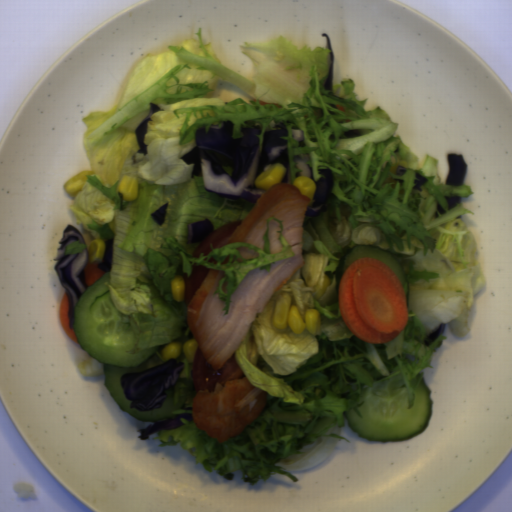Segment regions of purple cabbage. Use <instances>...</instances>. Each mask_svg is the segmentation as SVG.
<instances>
[{
    "label": "purple cabbage",
    "instance_id": "purple-cabbage-1",
    "mask_svg": "<svg viewBox=\"0 0 512 512\" xmlns=\"http://www.w3.org/2000/svg\"><path fill=\"white\" fill-rule=\"evenodd\" d=\"M273 128L263 134L260 152V125L243 127L240 138L232 137L234 125L228 120L221 127L211 124L207 132L201 126L195 131L196 146L181 158L194 164L191 178L202 177L206 191L253 204L266 191L254 182L267 166L283 164L286 174L280 183L291 185L289 148L281 138L289 133L283 122Z\"/></svg>",
    "mask_w": 512,
    "mask_h": 512
},
{
    "label": "purple cabbage",
    "instance_id": "purple-cabbage-2",
    "mask_svg": "<svg viewBox=\"0 0 512 512\" xmlns=\"http://www.w3.org/2000/svg\"><path fill=\"white\" fill-rule=\"evenodd\" d=\"M185 367L184 361L170 358L148 370L122 375L120 385L129 409L149 412L161 408L169 387L174 386Z\"/></svg>",
    "mask_w": 512,
    "mask_h": 512
},
{
    "label": "purple cabbage",
    "instance_id": "purple-cabbage-3",
    "mask_svg": "<svg viewBox=\"0 0 512 512\" xmlns=\"http://www.w3.org/2000/svg\"><path fill=\"white\" fill-rule=\"evenodd\" d=\"M76 240L87 245L80 231L70 224L65 228L63 236L59 240L58 254L55 258V271L69 301V329L74 326L75 307L89 287L84 274L85 267L89 263L88 247L86 246V249L80 254L65 255L64 253L66 245Z\"/></svg>",
    "mask_w": 512,
    "mask_h": 512
},
{
    "label": "purple cabbage",
    "instance_id": "purple-cabbage-4",
    "mask_svg": "<svg viewBox=\"0 0 512 512\" xmlns=\"http://www.w3.org/2000/svg\"><path fill=\"white\" fill-rule=\"evenodd\" d=\"M320 177L316 183V191L313 196V203L308 207L305 212L307 217H319L321 213L326 212L327 203L333 199L331 189L335 184L334 173L327 169H319Z\"/></svg>",
    "mask_w": 512,
    "mask_h": 512
},
{
    "label": "purple cabbage",
    "instance_id": "purple-cabbage-5",
    "mask_svg": "<svg viewBox=\"0 0 512 512\" xmlns=\"http://www.w3.org/2000/svg\"><path fill=\"white\" fill-rule=\"evenodd\" d=\"M449 172L445 184L448 186L464 185V179L468 165L465 163L462 153L447 154Z\"/></svg>",
    "mask_w": 512,
    "mask_h": 512
},
{
    "label": "purple cabbage",
    "instance_id": "purple-cabbage-6",
    "mask_svg": "<svg viewBox=\"0 0 512 512\" xmlns=\"http://www.w3.org/2000/svg\"><path fill=\"white\" fill-rule=\"evenodd\" d=\"M180 419H186L190 423L193 422V415L190 413L173 415L172 418H168L162 421H156L155 423L148 424L146 428H142L139 431L140 435L138 438L141 440L149 439L151 434H155L161 429H173L185 425Z\"/></svg>",
    "mask_w": 512,
    "mask_h": 512
},
{
    "label": "purple cabbage",
    "instance_id": "purple-cabbage-7",
    "mask_svg": "<svg viewBox=\"0 0 512 512\" xmlns=\"http://www.w3.org/2000/svg\"><path fill=\"white\" fill-rule=\"evenodd\" d=\"M213 231H215V225L208 217L203 221L188 224L187 244L202 243V241Z\"/></svg>",
    "mask_w": 512,
    "mask_h": 512
},
{
    "label": "purple cabbage",
    "instance_id": "purple-cabbage-8",
    "mask_svg": "<svg viewBox=\"0 0 512 512\" xmlns=\"http://www.w3.org/2000/svg\"><path fill=\"white\" fill-rule=\"evenodd\" d=\"M149 114L148 116L141 121V123L134 129V134L137 139L139 150L137 153L139 154H147L148 147L144 144V135L147 134V124L152 121L151 117L154 113L161 110L160 105L157 103L150 102Z\"/></svg>",
    "mask_w": 512,
    "mask_h": 512
},
{
    "label": "purple cabbage",
    "instance_id": "purple-cabbage-9",
    "mask_svg": "<svg viewBox=\"0 0 512 512\" xmlns=\"http://www.w3.org/2000/svg\"><path fill=\"white\" fill-rule=\"evenodd\" d=\"M293 161L295 163V167L300 169L301 172H297L295 174V177L297 178L298 176H305L307 178H310L313 180V172H312V169L311 167L309 166V164H306L307 162L310 161V156L309 154H306L304 156V158L300 157L299 155H294L293 157Z\"/></svg>",
    "mask_w": 512,
    "mask_h": 512
},
{
    "label": "purple cabbage",
    "instance_id": "purple-cabbage-10",
    "mask_svg": "<svg viewBox=\"0 0 512 512\" xmlns=\"http://www.w3.org/2000/svg\"><path fill=\"white\" fill-rule=\"evenodd\" d=\"M104 244H105L104 259L101 263H98L97 267H98V269H100L106 273V272H109L112 268L114 240L107 239V241L104 242Z\"/></svg>",
    "mask_w": 512,
    "mask_h": 512
},
{
    "label": "purple cabbage",
    "instance_id": "purple-cabbage-11",
    "mask_svg": "<svg viewBox=\"0 0 512 512\" xmlns=\"http://www.w3.org/2000/svg\"><path fill=\"white\" fill-rule=\"evenodd\" d=\"M321 36L326 37L327 49L330 50V52H328L329 73H328L327 79L322 84L324 89H326L328 91V90H330V88L332 86V78H333V69H334L335 55H334V52H333V49H332V46H331L329 35H327L325 33H322Z\"/></svg>",
    "mask_w": 512,
    "mask_h": 512
},
{
    "label": "purple cabbage",
    "instance_id": "purple-cabbage-12",
    "mask_svg": "<svg viewBox=\"0 0 512 512\" xmlns=\"http://www.w3.org/2000/svg\"><path fill=\"white\" fill-rule=\"evenodd\" d=\"M447 324L439 325L431 334L423 339L425 347L432 345L438 337L445 331Z\"/></svg>",
    "mask_w": 512,
    "mask_h": 512
},
{
    "label": "purple cabbage",
    "instance_id": "purple-cabbage-13",
    "mask_svg": "<svg viewBox=\"0 0 512 512\" xmlns=\"http://www.w3.org/2000/svg\"><path fill=\"white\" fill-rule=\"evenodd\" d=\"M169 203L160 206L155 212L150 214L151 218L160 226L163 225Z\"/></svg>",
    "mask_w": 512,
    "mask_h": 512
},
{
    "label": "purple cabbage",
    "instance_id": "purple-cabbage-14",
    "mask_svg": "<svg viewBox=\"0 0 512 512\" xmlns=\"http://www.w3.org/2000/svg\"><path fill=\"white\" fill-rule=\"evenodd\" d=\"M444 197H445L446 201L448 202L447 210H450V209L458 206L462 201V198L459 196H444Z\"/></svg>",
    "mask_w": 512,
    "mask_h": 512
},
{
    "label": "purple cabbage",
    "instance_id": "purple-cabbage-15",
    "mask_svg": "<svg viewBox=\"0 0 512 512\" xmlns=\"http://www.w3.org/2000/svg\"><path fill=\"white\" fill-rule=\"evenodd\" d=\"M416 178L414 183H415V186L413 187V189H417L419 191H421V186L424 185L425 183H427L428 181V178H426L425 176L421 175L420 173H417L415 174Z\"/></svg>",
    "mask_w": 512,
    "mask_h": 512
},
{
    "label": "purple cabbage",
    "instance_id": "purple-cabbage-16",
    "mask_svg": "<svg viewBox=\"0 0 512 512\" xmlns=\"http://www.w3.org/2000/svg\"><path fill=\"white\" fill-rule=\"evenodd\" d=\"M291 136L294 140L301 142L304 139V130L291 129Z\"/></svg>",
    "mask_w": 512,
    "mask_h": 512
},
{
    "label": "purple cabbage",
    "instance_id": "purple-cabbage-17",
    "mask_svg": "<svg viewBox=\"0 0 512 512\" xmlns=\"http://www.w3.org/2000/svg\"><path fill=\"white\" fill-rule=\"evenodd\" d=\"M344 135H345L346 138H352V137L359 136L360 133H359L358 129H353V130L344 132Z\"/></svg>",
    "mask_w": 512,
    "mask_h": 512
},
{
    "label": "purple cabbage",
    "instance_id": "purple-cabbage-18",
    "mask_svg": "<svg viewBox=\"0 0 512 512\" xmlns=\"http://www.w3.org/2000/svg\"><path fill=\"white\" fill-rule=\"evenodd\" d=\"M406 170L407 169L400 164V165L397 166L395 172H396V174L398 176V175H403L406 172Z\"/></svg>",
    "mask_w": 512,
    "mask_h": 512
},
{
    "label": "purple cabbage",
    "instance_id": "purple-cabbage-19",
    "mask_svg": "<svg viewBox=\"0 0 512 512\" xmlns=\"http://www.w3.org/2000/svg\"><path fill=\"white\" fill-rule=\"evenodd\" d=\"M118 195L120 197V211H123L125 208V206L123 204L124 197H123V194H121L120 192H118Z\"/></svg>",
    "mask_w": 512,
    "mask_h": 512
},
{
    "label": "purple cabbage",
    "instance_id": "purple-cabbage-20",
    "mask_svg": "<svg viewBox=\"0 0 512 512\" xmlns=\"http://www.w3.org/2000/svg\"><path fill=\"white\" fill-rule=\"evenodd\" d=\"M436 207H437V209H438V211H439L440 215H443L444 213H446V212H445V210H444V208L441 206V204H440V203H438V204L436 205Z\"/></svg>",
    "mask_w": 512,
    "mask_h": 512
}]
</instances>
